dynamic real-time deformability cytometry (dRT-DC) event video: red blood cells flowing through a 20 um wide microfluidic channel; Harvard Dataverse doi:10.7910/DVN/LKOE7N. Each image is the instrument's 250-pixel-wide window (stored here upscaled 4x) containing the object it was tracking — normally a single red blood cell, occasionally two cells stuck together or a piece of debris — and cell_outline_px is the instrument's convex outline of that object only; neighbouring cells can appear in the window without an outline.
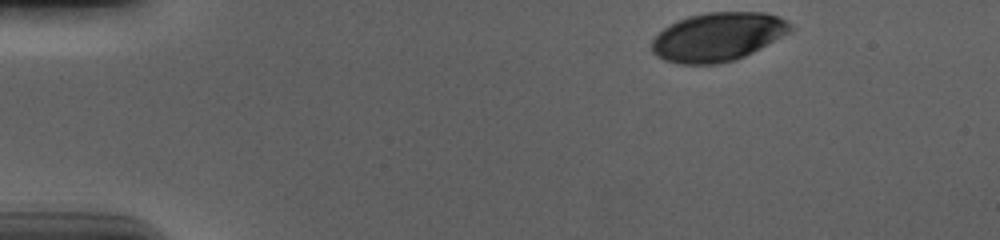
{"species": "human", "species_latin": "Homo sapiens", "temperature_condition": "cold", "stored_images_in_passage": 41, "camera_frame_rate_fps": 3000, "um_per_image_px": 0.085, "donor": {"sex": "male"}, "frame": {"image": 1, "passage_image": 1, "time_ms": 0.0, "image_size_px": [1000, 240], "cell_outline_px": [[792, 28], [788, 32], [760, 48], [736, 60], [716, 64], [680, 64], [664, 60], [656, 56], [652, 52], [652, 40], [664, 28], [676, 20], [688, 16], [708, 12], [764, 12], [776, 16], [784, 20]], "centroid_in_image_um": [60.95, 3.14], "position_along_channel_um": 24.1, "area_um2": 38.9}}
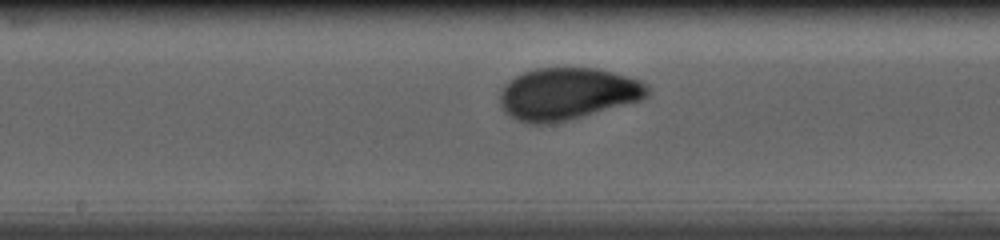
{"frame": {"image": 2, "passage_image": 23, "time_ms": 7.333, "image_size_px": [1000, 240], "cell_outline_px": [[652, 88], [648, 96], [640, 100], [584, 116], [568, 120], [548, 124], [528, 124], [516, 120], [508, 116], [504, 112], [500, 104], [500, 92], [508, 80], [524, 72], [536, 68], [596, 68], [628, 76], [640, 80], [648, 84]], "centroid_in_image_um": [48.23, 7.98], "position_along_channel_um": 200.0, "area_um2": 45.08}}
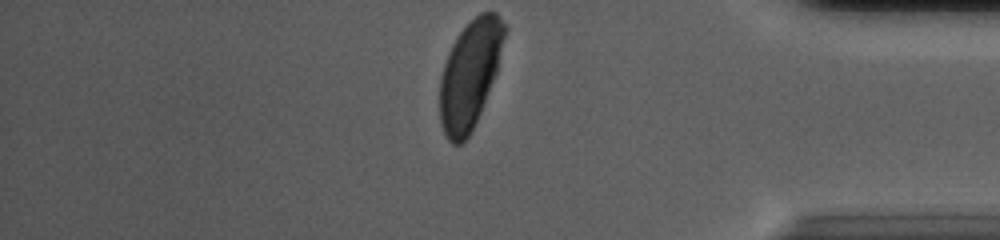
{"frame": {"image": 3, "passage_image": 41, "time_ms": 13.333, "image_size_px": [1000, 240], "cell_outline_px": [[508, 28], [496, 72], [480, 112], [468, 136], [460, 144], [452, 144], [448, 140], [440, 124], [440, 76], [448, 52], [456, 36], [480, 12], [496, 12], [500, 16]], "centroid_in_image_um": [39.94, 6.28], "position_along_channel_um": 395.3, "area_um2": 40.4}, "authors_computed_cell_mechanics": {"area_um2": 43.4078, "velocity_mm_per_s": 3.6646, "shape_relaxation_time_tau1_ms": 3.1577, "shape_relaxation_time_tau2_ms": null, "deformation_change_tau1": 0.1448, "deformation_change_tau2": null}}